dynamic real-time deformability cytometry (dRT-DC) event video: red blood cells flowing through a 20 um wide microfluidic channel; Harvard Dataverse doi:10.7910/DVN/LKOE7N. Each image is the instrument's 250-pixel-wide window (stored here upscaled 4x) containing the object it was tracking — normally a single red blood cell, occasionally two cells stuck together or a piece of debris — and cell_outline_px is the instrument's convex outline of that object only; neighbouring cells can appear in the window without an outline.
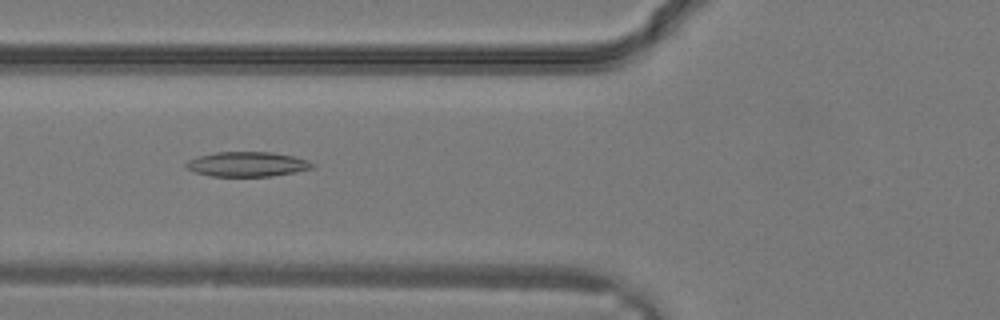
{"species": "common noctule bat (a hibernating species)", "species_latin": "Nyctalus noctula", "temperature_condition": "warm", "stored_images_in_passage": 32, "camera_frame_rate_fps": 3000, "um_per_image_px": 0.085, "animal": {"sex": "male", "body_mass_g": 19.2, "forearm_length_mm": 51.8}, "frame": {"image": 1, "passage_image": 13, "time_ms": 4.0, "image_size_px": [1000, 320], "cell_outline_px": [[316, 168], [296, 172], [272, 176], [208, 176], [184, 168], [184, 164], [188, 160], [200, 156], [216, 152], [272, 152], [292, 156], [308, 160], [316, 164]], "centroid_in_image_um": [21.04, 13.96], "position_along_channel_um": 104.8, "area_um2": 18.38}}
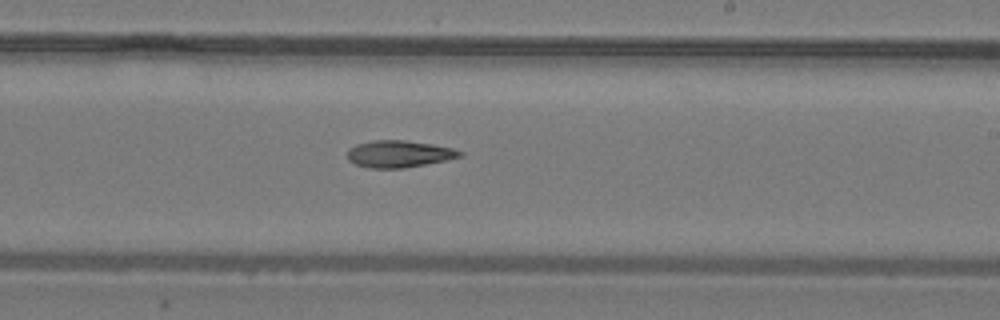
{"frame": {"image": 2, "passage_image": 20, "time_ms": 6.333, "image_size_px": [1000, 320], "cell_outline_px": [[464, 156], [448, 160], [404, 168], [368, 168], [356, 164], [348, 160], [348, 148], [356, 144], [372, 140], [404, 140], [432, 144], [452, 148], [464, 152]], "centroid_in_image_um": [33.93, 13.08], "position_along_channel_um": 255.1, "area_um2": 17.8}}
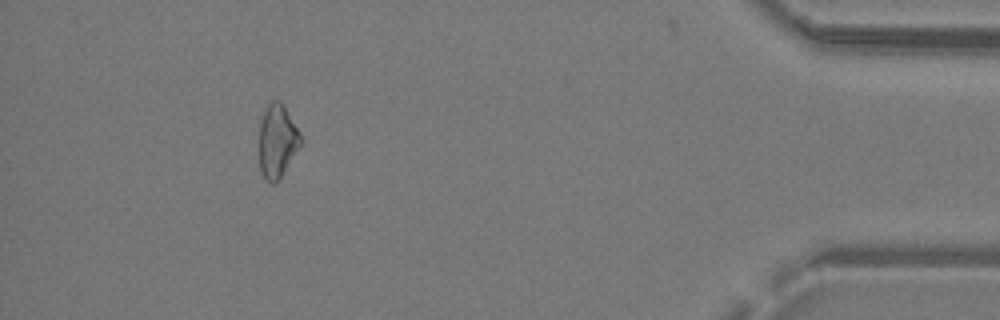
{"frame": {"image": 3, "passage_image": 30, "time_ms": 9.667, "image_size_px": [1000, 320], "cell_outline_px": [[300, 144], [280, 176], [272, 184], [260, 172], [256, 144], [260, 120], [264, 108], [272, 100], [280, 100], [284, 104], [300, 132]], "centroid_in_image_um": [23.48, 11.91], "position_along_channel_um": 411.7, "area_um2": 18.03}}